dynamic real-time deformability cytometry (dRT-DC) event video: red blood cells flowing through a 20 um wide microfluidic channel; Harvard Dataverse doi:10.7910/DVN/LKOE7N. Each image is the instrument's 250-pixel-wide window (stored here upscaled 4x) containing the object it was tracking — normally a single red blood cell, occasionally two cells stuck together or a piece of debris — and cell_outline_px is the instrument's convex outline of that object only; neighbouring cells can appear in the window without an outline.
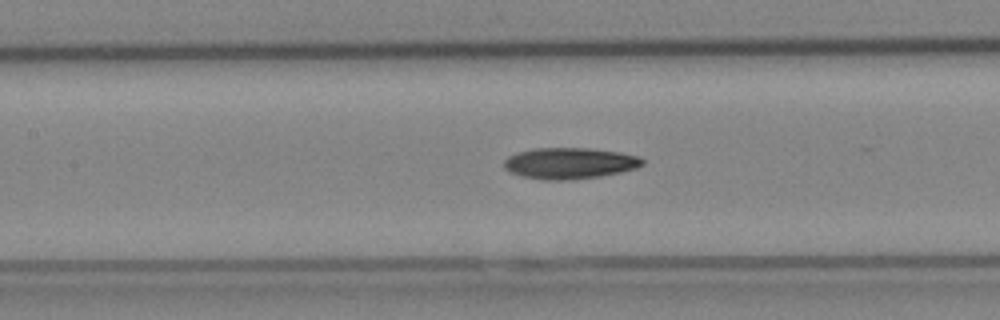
{"species": "Egyptian fruit bat (a non-hibernating species)", "species_latin": "Rousettus aegyptiacus", "temperature_condition": "cold", "stored_images_in_passage": 30, "camera_frame_rate_fps": 3000, "um_per_image_px": 0.085, "animal": {"sex": "female"}, "frame": {"image": 1, "passage_image": 13, "time_ms": 4.0, "image_size_px": [1000, 320], "cell_outline_px": [[644, 164], [636, 168], [620, 172], [600, 176], [572, 180], [544, 180], [520, 176], [508, 172], [504, 168], [504, 160], [508, 156], [516, 152], [532, 148], [588, 148], [620, 152], [636, 156], [644, 160]], "centroid_in_image_um": [48.36, 13.88], "position_along_channel_um": 159.0, "area_um2": 25.37}}